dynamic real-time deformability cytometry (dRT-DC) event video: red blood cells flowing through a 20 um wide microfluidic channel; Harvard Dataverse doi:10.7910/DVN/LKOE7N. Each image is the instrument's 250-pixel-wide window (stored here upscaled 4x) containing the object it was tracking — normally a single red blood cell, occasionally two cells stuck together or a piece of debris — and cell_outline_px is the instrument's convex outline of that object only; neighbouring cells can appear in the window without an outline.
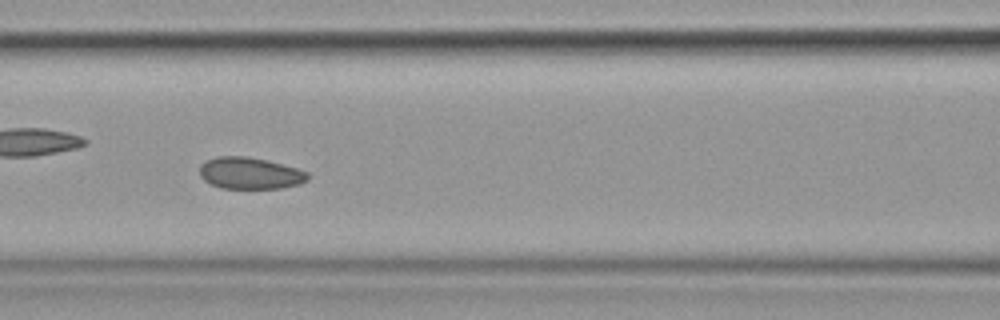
{"species": "common noctule bat (a hibernating species)", "species_latin": "Nyctalus noctula", "temperature_condition": "cold", "stored_images_in_passage": 57, "camera_frame_rate_fps": 3000, "um_per_image_px": 0.085, "animal": {"sex": "female", "body_mass_g": 19.9}, "frame": {"image": 1, "passage_image": 25, "time_ms": 8.0, "image_size_px": [1000, 320], "cell_outline_px": [[308, 180], [300, 184], [280, 188], [220, 188], [204, 180], [200, 176], [200, 164], [216, 156], [248, 156], [268, 160], [296, 168], [308, 172]], "centroid_in_image_um": [21.25, 14.71], "position_along_channel_um": 145.4, "area_um2": 20.0}, "authors_computed_cell_mechanics": {"area_um2": 21.1548, "velocity_mm_per_s": 3.5336, "shape_relaxation_time_tau1_ms": 4.1598, "shape_relaxation_time_tau2_ms": 2.9739, "deformation_change_tau1": 0.0477, "deformation_change_tau2": 0.0689}}